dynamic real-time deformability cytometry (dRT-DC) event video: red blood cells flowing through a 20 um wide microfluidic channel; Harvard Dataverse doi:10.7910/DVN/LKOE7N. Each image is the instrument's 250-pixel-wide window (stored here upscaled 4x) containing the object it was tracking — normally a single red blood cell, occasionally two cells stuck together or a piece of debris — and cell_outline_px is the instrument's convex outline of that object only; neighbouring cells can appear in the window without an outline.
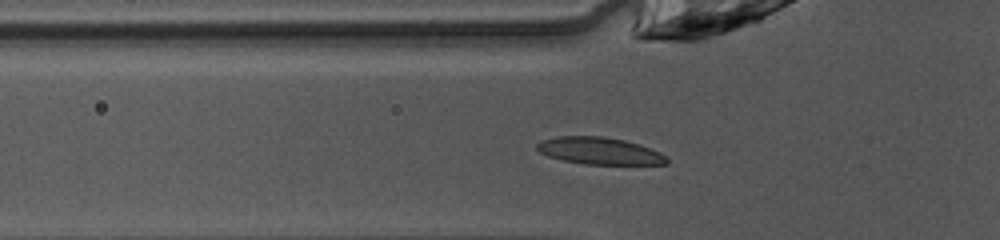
{"species": "common noctule bat (a hibernating species)", "species_latin": "Nyctalus noctula", "temperature_condition": "warm", "stored_images_in_passage": 34, "camera_frame_rate_fps": 3000, "um_per_image_px": 0.085, "animal": {"sex": "female", "body_mass_g": 10.0, "forearm_length_mm": 53.1}, "frame": {"image": 1, "passage_image": 5, "time_ms": 1.333, "image_size_px": [1000, 240], "cell_outline_px": [[668, 164], [584, 164], [564, 160], [548, 156], [540, 152], [536, 148], [536, 144], [544, 140], [556, 136], [604, 136], [624, 140], [660, 152], [668, 160]], "centroid_in_image_um": [50.93, 12.82], "position_along_channel_um": 74.9, "area_um2": 20.17}}
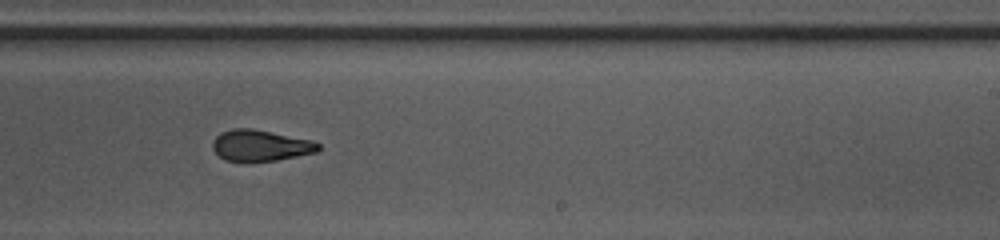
{"frame": {"image": 2, "passage_image": 19, "time_ms": 6.0, "image_size_px": [1000, 240], "cell_outline_px": [[320, 148], [316, 152], [276, 160], [244, 164], [224, 160], [212, 148], [212, 140], [220, 132], [232, 128], [252, 128], [312, 140], [320, 144]], "centroid_in_image_um": [22.08, 12.39], "position_along_channel_um": 266.9, "area_um2": 19.71}}
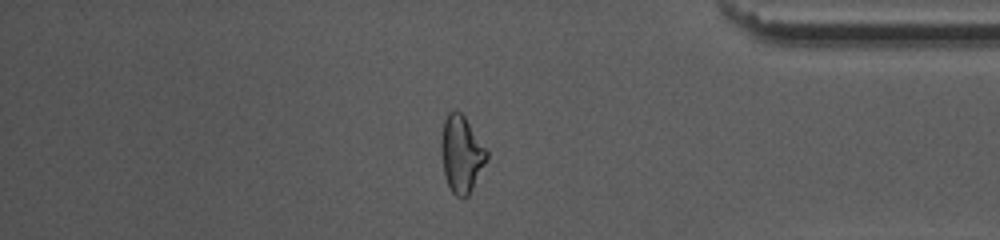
{"frame": {"image": 3, "passage_image": 30, "time_ms": 9.667, "image_size_px": [1000, 240], "cell_outline_px": [[488, 156], [468, 196], [456, 196], [452, 192], [444, 176], [440, 152], [440, 140], [444, 120], [448, 112], [460, 112], [464, 116], [488, 152]], "centroid_in_image_um": [39.18, 13.09], "position_along_channel_um": 396.0, "area_um2": 20.06}}